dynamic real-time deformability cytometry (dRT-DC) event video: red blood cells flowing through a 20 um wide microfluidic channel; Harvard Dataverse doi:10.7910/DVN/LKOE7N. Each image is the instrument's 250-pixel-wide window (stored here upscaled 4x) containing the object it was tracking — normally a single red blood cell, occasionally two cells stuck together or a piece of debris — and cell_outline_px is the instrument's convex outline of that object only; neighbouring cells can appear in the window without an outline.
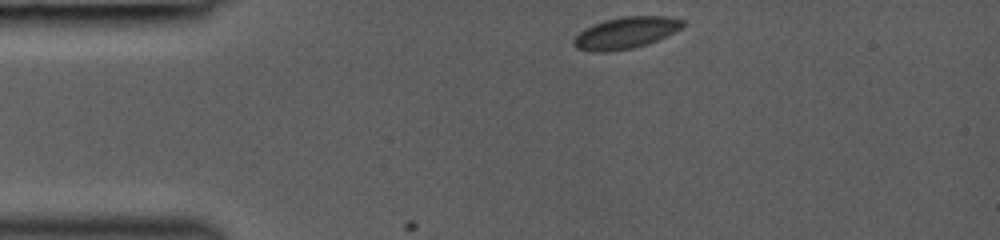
{"species": "common noctule bat (a hibernating species)", "species_latin": "Nyctalus noctula", "temperature_condition": "room temperature", "stored_images_in_passage": 10, "camera_frame_rate_fps": 3000, "um_per_image_px": 0.085, "animal": {"sex": "female", "body_mass_g": 19.0, "forearm_length_mm": 53.3}, "frame": {"image": 1, "passage_image": 1, "time_ms": 0.0, "image_size_px": [1000, 240], "cell_outline_px": [[684, 24], [680, 28], [648, 44], [632, 48], [604, 52], [596, 52], [576, 48], [572, 44], [572, 40], [584, 28], [604, 20], [624, 16], [668, 16], [684, 20]], "centroid_in_image_um": [53.15, 2.78], "position_along_channel_um": 31.9, "area_um2": 19.88}}
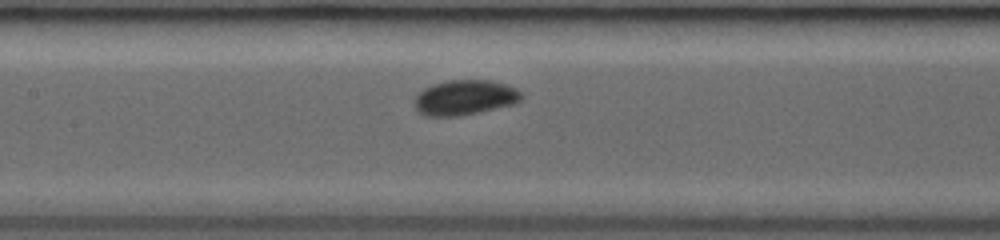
{"frame": {"image": 2, "passage_image": 10, "time_ms": 4.333, "image_size_px": [1000, 240], "cell_outline_px": [[524, 96], [516, 104], [480, 112], [460, 116], [424, 116], [416, 108], [416, 96], [424, 88], [432, 84], [448, 80], [488, 80], [508, 84], [516, 88]], "centroid_in_image_um": [39.56, 8.29], "position_along_channel_um": 167.8, "area_um2": 21.96}}